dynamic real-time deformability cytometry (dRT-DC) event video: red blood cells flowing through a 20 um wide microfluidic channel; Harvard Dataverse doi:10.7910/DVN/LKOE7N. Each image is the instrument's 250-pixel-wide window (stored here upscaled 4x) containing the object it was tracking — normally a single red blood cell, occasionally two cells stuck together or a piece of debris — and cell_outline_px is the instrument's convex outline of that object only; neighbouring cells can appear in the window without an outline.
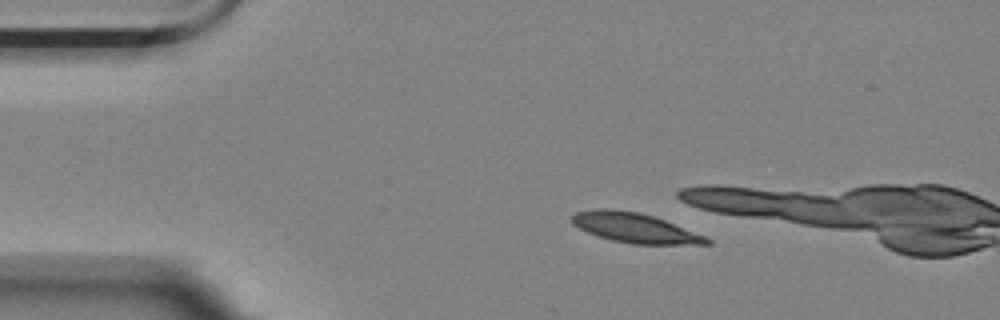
{"species": "Egyptian fruit bat (a non-hibernating species)", "species_latin": "Rousettus aegyptiacus", "temperature_condition": "room temperature", "stored_images_in_passage": 7, "camera_frame_rate_fps": 3000, "um_per_image_px": 0.085, "animal": {"sex": "female"}, "frame": {"image": 1, "passage_image": 1, "time_ms": 0.0, "image_size_px": [1000, 320], "cell_outline_px": [[712, 244], [632, 244], [612, 240], [596, 236], [572, 224], [572, 216], [576, 212], [596, 208], [612, 208], [640, 212], [664, 220], [708, 236], [712, 240]], "centroid_in_image_um": [53.99, 19.36], "position_along_channel_um": 31.0, "area_um2": 23.52}}